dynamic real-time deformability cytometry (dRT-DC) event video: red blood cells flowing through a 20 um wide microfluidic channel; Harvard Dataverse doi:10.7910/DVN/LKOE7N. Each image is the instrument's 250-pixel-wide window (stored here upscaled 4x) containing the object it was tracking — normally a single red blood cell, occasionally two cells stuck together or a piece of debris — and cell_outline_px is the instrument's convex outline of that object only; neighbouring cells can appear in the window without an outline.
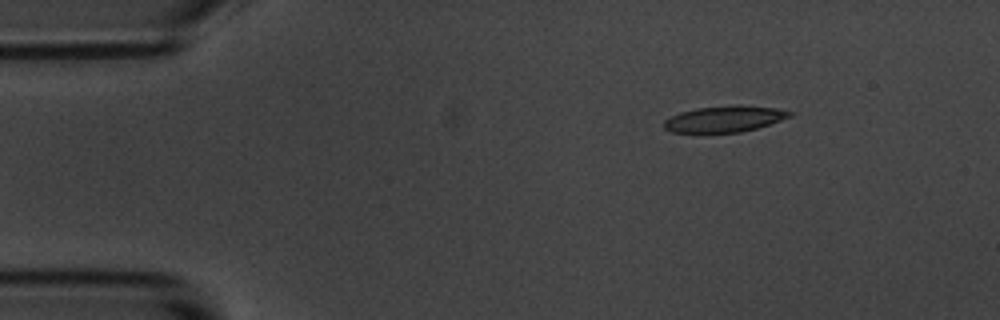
{"species": "common noctule bat (a hibernating species)", "species_latin": "Nyctalus noctula", "temperature_condition": "room temperature", "stored_images_in_passage": 4, "camera_frame_rate_fps": 3000, "um_per_image_px": 0.085, "animal": {"sex": "male", "body_mass_g": 20.1, "forearm_length_mm": 53.5}, "frame": {"image": 1, "passage_image": 1, "time_ms": 0.0, "image_size_px": [1000, 320], "cell_outline_px": [[792, 116], [756, 128], [740, 132], [672, 132], [664, 128], [664, 120], [680, 112], [696, 108], [736, 104], [740, 104], [776, 108], [792, 112]], "centroid_in_image_um": [61.58, 10.09], "position_along_channel_um": 23.4, "area_um2": 19.07}}
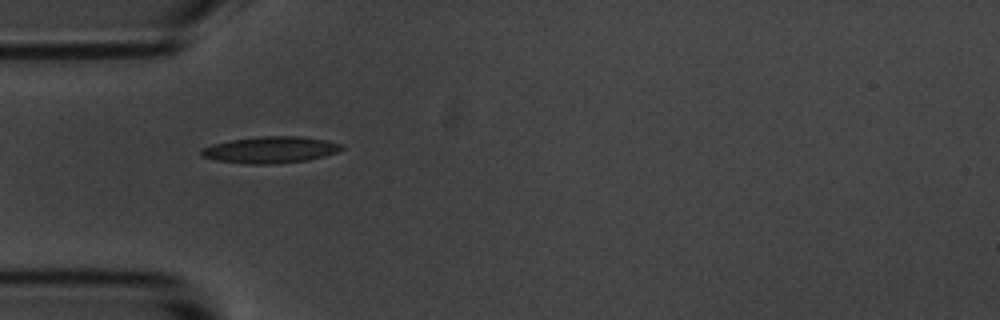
{"frame": {"image": 2, "passage_image": 3, "time_ms": 3.0, "image_size_px": [1000, 320], "cell_outline_px": [[344, 148], [336, 152], [324, 156], [308, 160], [272, 164], [248, 164], [216, 160], [200, 156], [200, 152], [204, 148], [212, 144], [232, 140], [260, 136], [300, 136], [324, 140], [344, 144]], "centroid_in_image_um": [23.0, 12.73], "position_along_channel_um": 62.0, "area_um2": 21.62}}
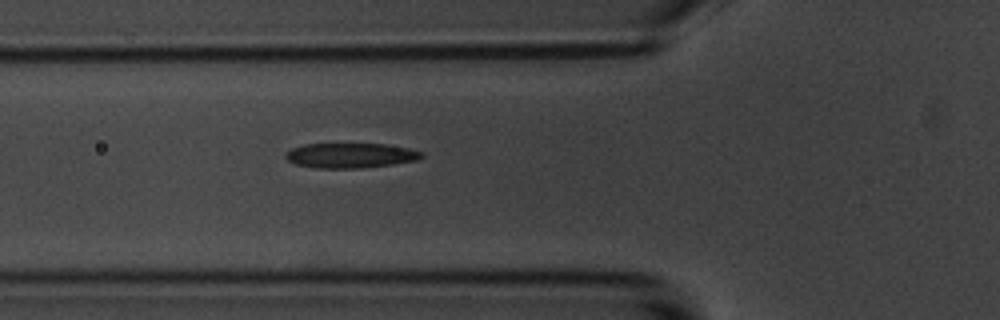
{"frame": {"image": 3, "passage_image": 4, "time_ms": 4.0, "image_size_px": [1000, 320], "cell_outline_px": [[424, 156], [416, 160], [392, 164], [364, 168], [316, 168], [296, 164], [288, 160], [284, 156], [292, 148], [304, 144], [388, 144], [408, 148], [424, 152]], "centroid_in_image_um": [29.82, 13.21], "position_along_channel_um": 96.0, "area_um2": 19.71}}